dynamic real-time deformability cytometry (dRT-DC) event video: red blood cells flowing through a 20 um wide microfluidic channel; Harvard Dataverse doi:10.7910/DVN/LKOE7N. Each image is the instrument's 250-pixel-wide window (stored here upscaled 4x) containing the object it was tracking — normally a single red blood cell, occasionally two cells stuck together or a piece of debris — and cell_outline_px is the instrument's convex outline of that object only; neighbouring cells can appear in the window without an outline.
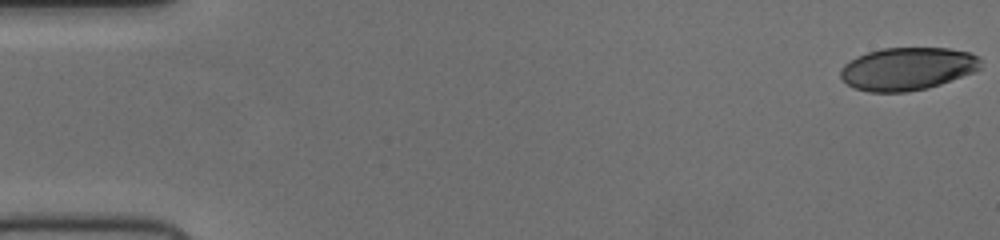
{"species": "human", "species_latin": "Homo sapiens", "temperature_condition": "cold", "stored_images_in_passage": 53, "camera_frame_rate_fps": 3000, "um_per_image_px": 0.085, "donor": {"sex": "female"}, "frame": {"image": 1, "passage_image": 1, "time_ms": 0.0, "image_size_px": [1000, 240], "cell_outline_px": [[980, 68], [972, 72], [940, 84], [928, 88], [908, 92], [868, 92], [856, 88], [848, 84], [840, 76], [840, 72], [844, 64], [856, 56], [868, 52], [884, 48], [948, 48], [968, 52], [980, 56]], "centroid_in_image_um": [77.12, 5.84], "position_along_channel_um": 7.9, "area_um2": 34.8}}
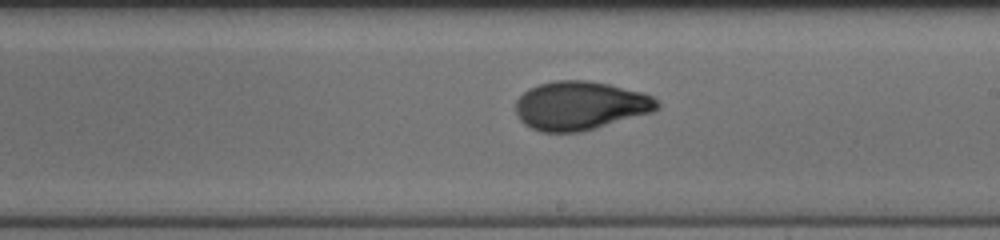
{"frame": {"image": 2, "passage_image": 31, "time_ms": 10.0, "image_size_px": [1000, 240], "cell_outline_px": [[660, 108], [652, 112], [596, 128], [580, 132], [540, 132], [524, 124], [520, 120], [516, 112], [516, 100], [528, 88], [540, 84], [556, 80], [588, 80], [608, 84], [644, 92], [652, 96], [660, 104]], "centroid_in_image_um": [49.32, 8.97], "position_along_channel_um": 239.7, "area_um2": 40.23}}
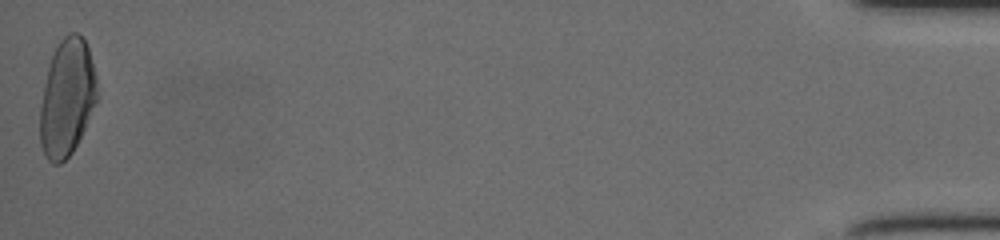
{"frame": {"image": 3, "passage_image": 53, "time_ms": 17.333, "image_size_px": [1000, 240], "cell_outline_px": [[96, 100], [84, 128], [72, 152], [60, 164], [52, 164], [48, 160], [40, 144], [40, 108], [48, 68], [52, 56], [60, 40], [68, 32], [76, 32], [84, 40], [88, 48], [96, 76]], "centroid_in_image_um": [5.68, 8.31], "position_along_channel_um": 429.5, "area_um2": 38.15}}